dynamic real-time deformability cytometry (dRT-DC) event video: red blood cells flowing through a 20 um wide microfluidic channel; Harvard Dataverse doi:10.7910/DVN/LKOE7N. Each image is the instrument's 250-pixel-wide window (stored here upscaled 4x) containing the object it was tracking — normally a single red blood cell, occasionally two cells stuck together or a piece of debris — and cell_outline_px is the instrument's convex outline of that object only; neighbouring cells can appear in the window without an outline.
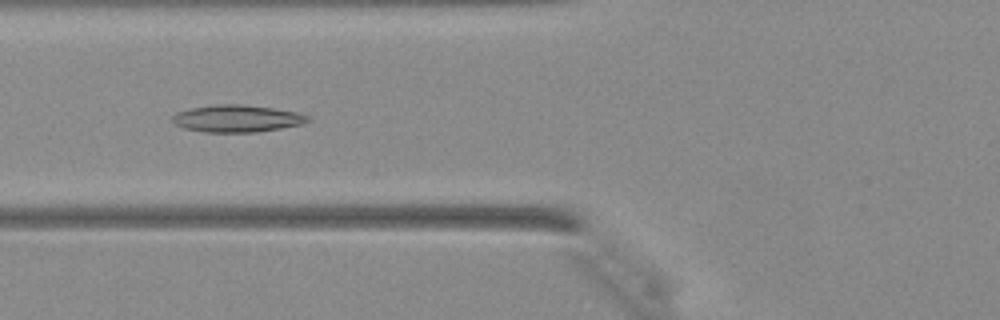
{"species": "Egyptian fruit bat (a non-hibernating species)", "species_latin": "Rousettus aegyptiacus", "temperature_condition": "warm", "stored_images_in_passage": 34, "camera_frame_rate_fps": 3000, "um_per_image_px": 0.085, "animal": {"sex": "female"}, "frame": {"image": 1, "passage_image": 8, "time_ms": 2.333, "image_size_px": [1000, 320], "cell_outline_px": [[312, 120], [300, 124], [280, 128], [256, 132], [204, 132], [184, 128], [176, 124], [172, 120], [172, 116], [176, 112], [192, 108], [216, 104], [244, 104], [272, 108], [296, 112], [308, 116]], "centroid_in_image_um": [20.13, 10.07], "position_along_channel_um": 105.7, "area_um2": 21.27}}
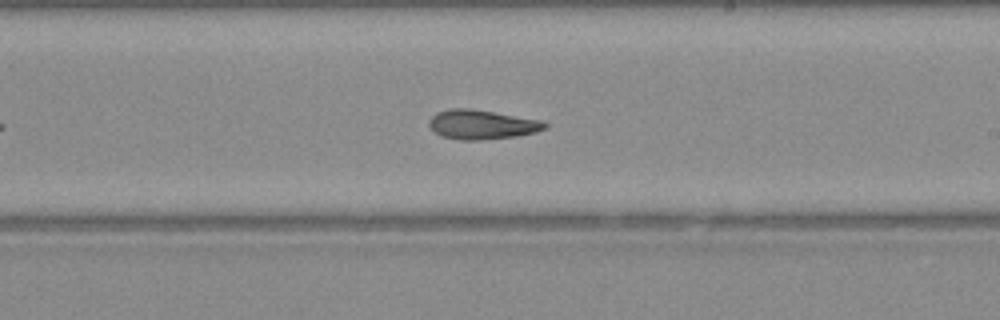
{"frame": {"image": 2, "passage_image": 17, "time_ms": 5.333, "image_size_px": [1000, 320], "cell_outline_px": [[548, 128], [536, 132], [516, 136], [480, 140], [460, 140], [440, 136], [432, 132], [428, 124], [428, 120], [436, 112], [448, 108], [468, 108], [544, 120], [548, 124]], "centroid_in_image_um": [40.94, 10.59], "position_along_channel_um": 248.1, "area_um2": 20.17}}
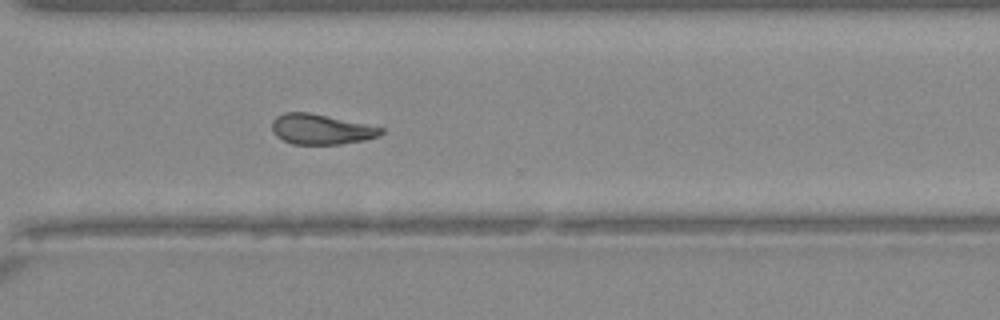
{"frame": {"image": 3, "passage_image": 23, "time_ms": 7.333, "image_size_px": [1000, 320], "cell_outline_px": [[384, 132], [380, 136], [364, 140], [340, 144], [292, 144], [276, 136], [272, 132], [272, 120], [276, 116], [284, 112], [308, 112], [384, 128]], "centroid_in_image_um": [27.26, 10.99], "position_along_channel_um": 343.3, "area_um2": 19.13}}